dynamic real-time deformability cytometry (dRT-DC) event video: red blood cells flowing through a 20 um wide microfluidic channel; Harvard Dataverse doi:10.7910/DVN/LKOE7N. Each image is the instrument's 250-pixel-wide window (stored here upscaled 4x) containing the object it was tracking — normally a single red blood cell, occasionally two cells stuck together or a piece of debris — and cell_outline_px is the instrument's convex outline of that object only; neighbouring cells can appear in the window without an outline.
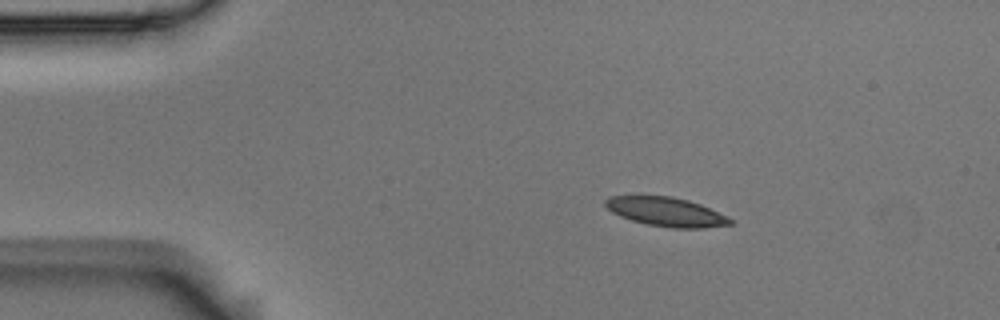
{"species": "Egyptian fruit bat (a non-hibernating species)", "species_latin": "Rousettus aegyptiacus", "temperature_condition": "room temperature", "stored_images_in_passage": 4, "camera_frame_rate_fps": 3000, "um_per_image_px": 0.085, "animal": {"sex": "male"}, "frame": {"image": 1, "passage_image": 2, "time_ms": 0.333, "image_size_px": [1000, 320], "cell_outline_px": [[732, 224], [704, 228], [672, 228], [648, 224], [632, 220], [620, 216], [612, 212], [604, 204], [604, 200], [608, 196], [672, 196], [688, 200], [700, 204], [728, 216], [732, 220]], "centroid_in_image_um": [56.63, 18.0], "position_along_channel_um": 28.4, "area_um2": 21.04}}
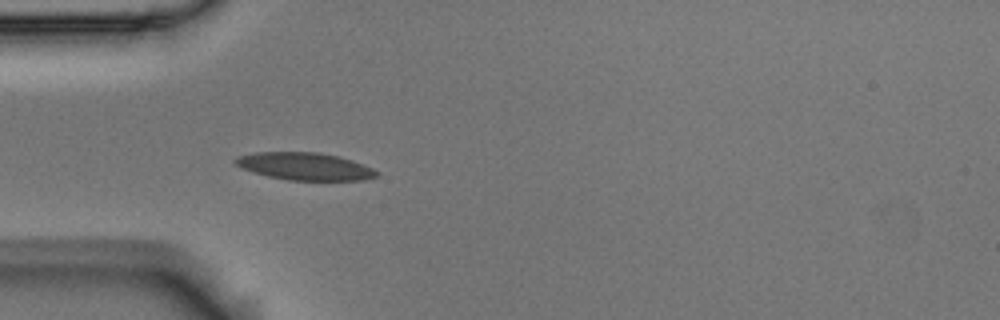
{"frame": {"image": 2, "passage_image": 4, "time_ms": 1.0, "image_size_px": [1000, 320], "cell_outline_px": [[380, 172], [376, 176], [364, 180], [288, 180], [268, 176], [244, 168], [236, 164], [232, 160], [236, 156], [256, 152], [320, 152], [340, 156], [352, 160], [372, 168]], "centroid_in_image_um": [25.93, 14.13], "position_along_channel_um": 59.1, "area_um2": 22.54}}